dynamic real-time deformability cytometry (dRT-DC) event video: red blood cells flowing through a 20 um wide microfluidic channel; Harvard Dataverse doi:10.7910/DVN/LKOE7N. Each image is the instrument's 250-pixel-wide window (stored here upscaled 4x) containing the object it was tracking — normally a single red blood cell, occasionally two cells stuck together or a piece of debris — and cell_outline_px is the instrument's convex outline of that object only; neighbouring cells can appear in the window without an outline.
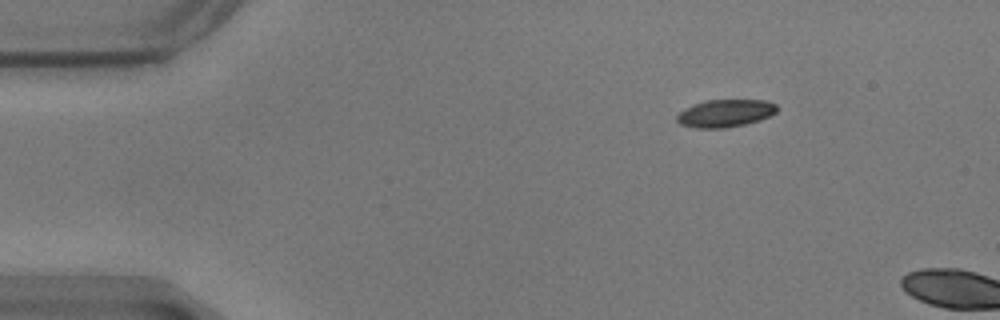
{"species": "common noctule bat (a hibernating species)", "species_latin": "Nyctalus noctula", "temperature_condition": "warm", "stored_images_in_passage": 4, "camera_frame_rate_fps": 3000, "um_per_image_px": 0.085, "animal": {"sex": "male", "body_mass_g": 17.9}, "frame": {"image": 1, "passage_image": 1, "time_ms": 0.0, "image_size_px": [1000, 320], "cell_outline_px": [[776, 112], [760, 120], [744, 124], [724, 128], [696, 128], [680, 124], [676, 120], [676, 116], [684, 108], [708, 100], [764, 100], [776, 104]], "centroid_in_image_um": [61.63, 9.63], "position_along_channel_um": 23.4, "area_um2": 15.9}}